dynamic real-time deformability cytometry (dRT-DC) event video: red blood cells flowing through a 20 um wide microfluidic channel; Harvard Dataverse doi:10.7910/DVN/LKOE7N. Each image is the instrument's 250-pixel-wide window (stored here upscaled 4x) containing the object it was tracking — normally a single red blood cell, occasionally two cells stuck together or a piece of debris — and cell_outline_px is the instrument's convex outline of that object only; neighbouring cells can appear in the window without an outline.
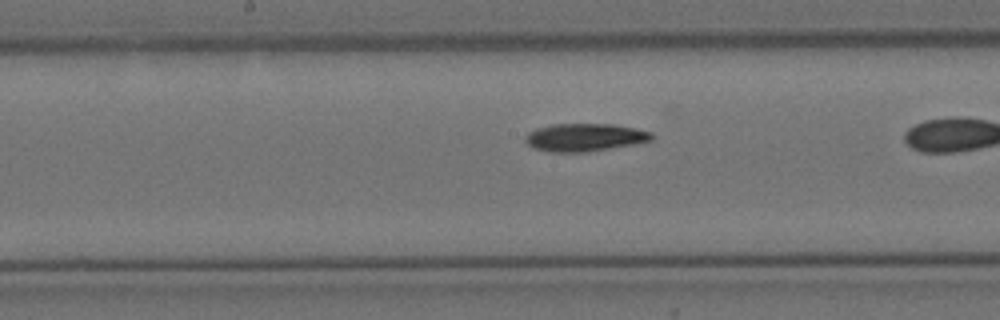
{"species": "Egyptian fruit bat (a non-hibernating species)", "species_latin": "Rousettus aegyptiacus", "temperature_condition": "cold", "stored_images_in_passage": 42, "camera_frame_rate_fps": 3000, "um_per_image_px": 0.085, "animal": {"sex": "female"}, "frame": {"image": 1, "passage_image": 27, "time_ms": 8.667, "image_size_px": [1000, 320], "cell_outline_px": [[656, 136], [652, 140], [632, 144], [584, 152], [552, 152], [532, 148], [524, 140], [524, 136], [528, 132], [536, 128], [552, 124], [612, 124], [652, 132]], "centroid_in_image_um": [49.65, 11.67], "position_along_channel_um": 198.5, "area_um2": 20.4}}
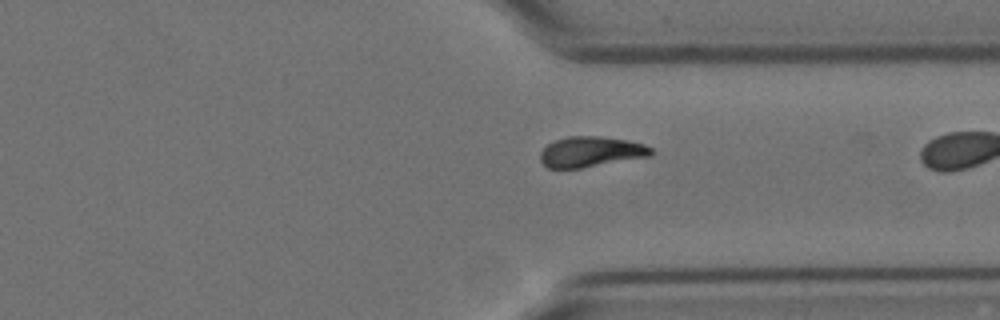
{"frame": {"image": 2, "passage_image": 41, "time_ms": 13.333, "image_size_px": [1000, 320], "cell_outline_px": [[652, 156], [580, 168], [548, 168], [540, 160], [540, 152], [548, 144], [556, 140], [568, 136], [600, 136], [624, 140], [644, 144], [652, 148]], "centroid_in_image_um": [50.22, 12.9], "position_along_channel_um": 361.2, "area_um2": 19.54}}